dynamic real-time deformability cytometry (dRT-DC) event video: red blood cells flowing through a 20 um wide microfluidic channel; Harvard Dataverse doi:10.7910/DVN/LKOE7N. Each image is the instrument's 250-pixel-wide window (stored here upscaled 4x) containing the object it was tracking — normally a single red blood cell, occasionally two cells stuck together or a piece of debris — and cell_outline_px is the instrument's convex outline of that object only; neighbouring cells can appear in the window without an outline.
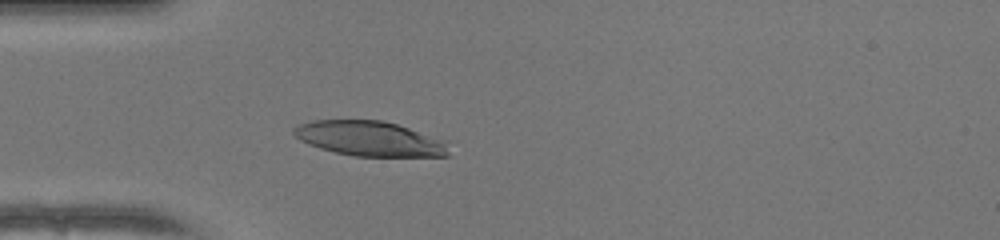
{"species": "human", "species_latin": "Homo sapiens", "temperature_condition": "warm", "stored_images_in_passage": 48, "camera_frame_rate_fps": 3000, "um_per_image_px": 0.085, "donor": {"sex": "female"}, "frame": {"image": 1, "passage_image": 13, "time_ms": 4.0, "image_size_px": [1000, 240], "cell_outline_px": [[448, 156], [356, 156], [336, 152], [320, 148], [308, 144], [300, 140], [292, 132], [292, 128], [296, 124], [312, 120], [380, 120], [396, 124], [444, 140], [448, 152]], "centroid_in_image_um": [31.35, 11.77], "position_along_channel_um": 53.7, "area_um2": 31.21}}
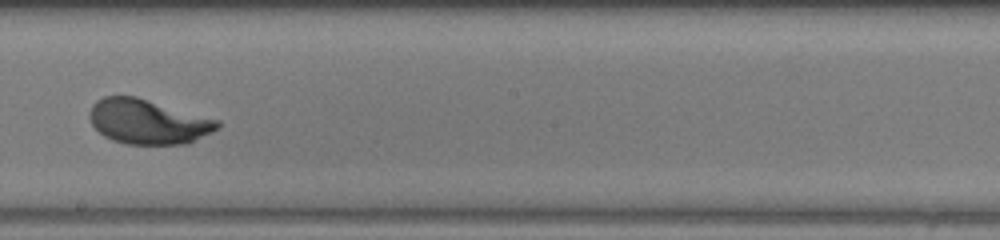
{"frame": {"image": 2, "passage_image": 27, "time_ms": 8.667, "image_size_px": [1000, 240], "cell_outline_px": [[220, 124], [212, 132], [188, 144], [128, 144], [112, 140], [104, 136], [92, 124], [88, 116], [88, 112], [92, 104], [96, 100], [104, 96], [136, 96], [220, 120]], "centroid_in_image_um": [12.56, 10.33], "position_along_channel_um": 235.6, "area_um2": 33.41}}
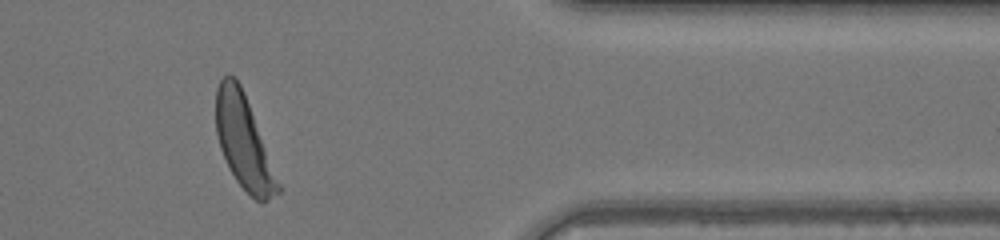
{"frame": {"image": 3, "passage_image": 40, "time_ms": 13.0, "image_size_px": [1000, 240], "cell_outline_px": [[280, 192], [264, 204], [256, 200], [236, 180], [220, 148], [216, 132], [216, 88], [220, 80], [228, 72], [240, 84], [280, 184]], "centroid_in_image_um": [20.7, 12.08], "position_along_channel_um": 390.7, "area_um2": 32.71}, "authors_computed_cell_mechanics": {"area_um2": 33.3795, "velocity_mm_per_s": 4.1103, "shape_relaxation_time_tau1_ms": 2.4893, "shape_relaxation_time_tau2_ms": null, "deformation_change_tau1": 0.1916, "deformation_change_tau2": null}}